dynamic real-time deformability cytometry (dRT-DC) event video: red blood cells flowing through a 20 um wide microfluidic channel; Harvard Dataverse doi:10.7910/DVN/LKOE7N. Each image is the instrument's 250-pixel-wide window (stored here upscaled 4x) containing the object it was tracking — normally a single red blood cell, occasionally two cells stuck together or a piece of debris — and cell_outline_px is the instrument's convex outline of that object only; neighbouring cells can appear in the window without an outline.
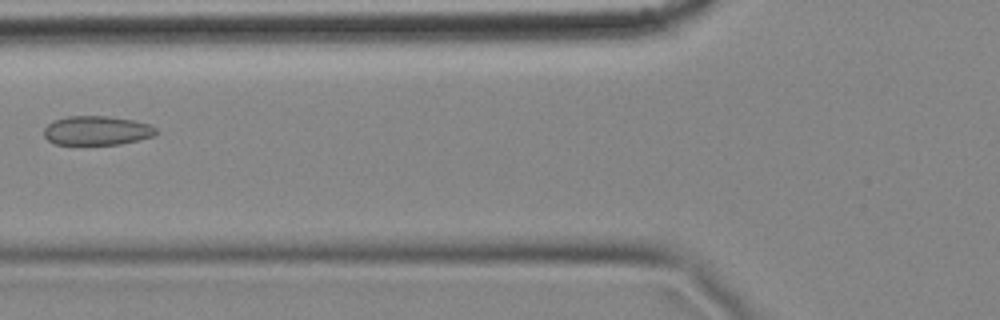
{"species": "common noctule bat (a hibernating species)", "species_latin": "Nyctalus noctula", "temperature_condition": "cold", "stored_images_in_passage": 7, "camera_frame_rate_fps": 3000, "um_per_image_px": 0.085, "animal": {"sex": "female", "body_mass_g": 18.4}, "frame": {"image": 1, "passage_image": 7, "time_ms": 2.0, "image_size_px": [1000, 320], "cell_outline_px": [[156, 136], [120, 144], [56, 144], [48, 140], [44, 136], [44, 128], [52, 120], [68, 116], [108, 116], [132, 120], [148, 124], [156, 128]], "centroid_in_image_um": [8.22, 11.09], "position_along_channel_um": 117.6, "area_um2": 19.02}}